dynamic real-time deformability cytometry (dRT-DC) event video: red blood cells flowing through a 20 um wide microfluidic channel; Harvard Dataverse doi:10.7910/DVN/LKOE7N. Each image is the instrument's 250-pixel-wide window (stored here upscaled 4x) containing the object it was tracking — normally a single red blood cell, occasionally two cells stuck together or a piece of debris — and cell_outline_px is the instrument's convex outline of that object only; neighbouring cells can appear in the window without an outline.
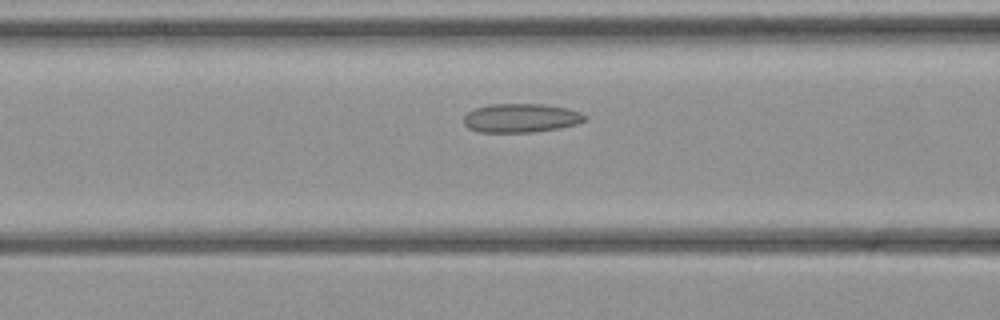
{"species": "common noctule bat (a hibernating species)", "species_latin": "Nyctalus noctula", "temperature_condition": "cold", "stored_images_in_passage": 24, "camera_frame_rate_fps": 3000, "um_per_image_px": 0.085, "animal": {"sex": "female", "body_mass_g": 21.9}, "frame": {"image": 1, "passage_image": 5, "time_ms": 1.333, "image_size_px": [1000, 320], "cell_outline_px": [[588, 116], [584, 120], [576, 124], [536, 132], [480, 132], [468, 128], [464, 124], [464, 116], [468, 112], [476, 108], [488, 104], [544, 104], [568, 108], [580, 112]], "centroid_in_image_um": [44.27, 10.02], "position_along_channel_um": 122.3, "area_um2": 20.35}}
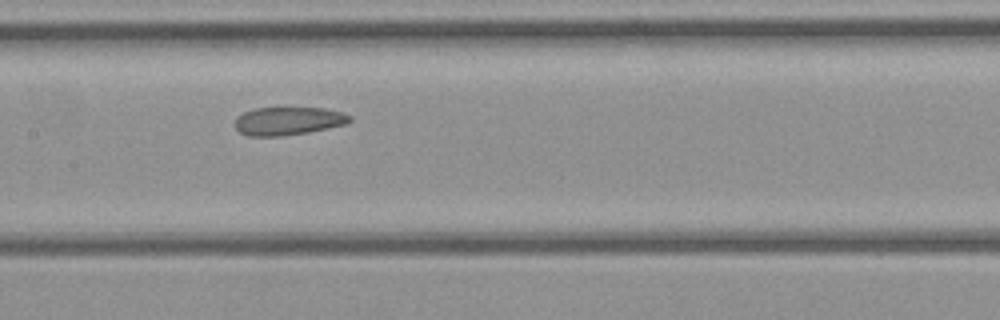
{"frame": {"image": 2, "passage_image": 9, "time_ms": 2.667, "image_size_px": [1000, 320], "cell_outline_px": [[352, 120], [348, 124], [308, 132], [280, 136], [248, 136], [240, 132], [236, 128], [236, 116], [252, 108], [324, 108], [340, 112], [352, 116]], "centroid_in_image_um": [24.5, 10.28], "position_along_channel_um": 182.9, "area_um2": 18.84}}
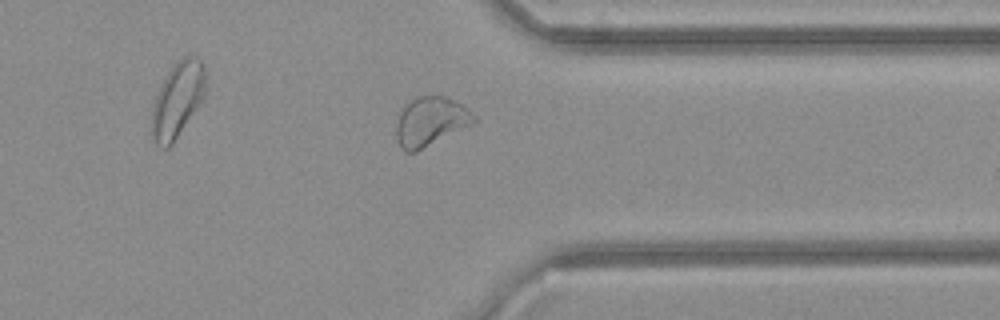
{"frame": {"image": 3, "passage_image": 22, "time_ms": 7.0, "image_size_px": [1000, 320], "cell_outline_px": [[476, 120], [472, 124], [416, 152], [404, 152], [400, 148], [396, 136], [396, 124], [400, 108], [404, 104], [416, 96], [444, 96], [464, 104], [476, 116]], "centroid_in_image_um": [36.56, 10.31], "position_along_channel_um": 374.8, "area_um2": 22.48}}